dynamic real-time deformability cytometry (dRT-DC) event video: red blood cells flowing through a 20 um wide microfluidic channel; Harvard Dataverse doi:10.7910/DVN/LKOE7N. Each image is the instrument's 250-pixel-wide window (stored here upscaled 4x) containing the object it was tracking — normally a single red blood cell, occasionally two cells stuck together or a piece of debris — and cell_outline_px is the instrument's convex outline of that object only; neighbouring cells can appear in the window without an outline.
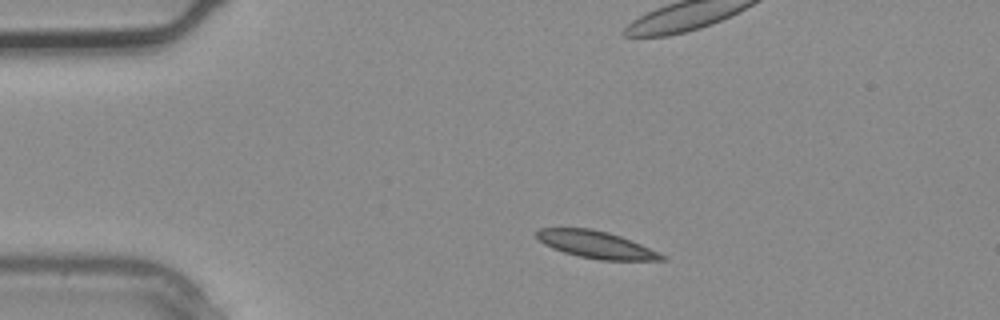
{"species": "common noctule bat (a hibernating species)", "species_latin": "Nyctalus noctula", "temperature_condition": "warm", "stored_images_in_passage": 2, "camera_frame_rate_fps": 3000, "um_per_image_px": 0.085, "animal": {"sex": "male", "body_mass_g": 20.4}, "frame": {"image": 1, "passage_image": 1, "time_ms": 0.0, "image_size_px": [1000, 320], "cell_outline_px": [[668, 260], [600, 260], [580, 256], [564, 252], [552, 248], [544, 244], [536, 236], [536, 232], [540, 228], [592, 228], [608, 232], [620, 236], [660, 252], [668, 256]], "centroid_in_image_um": [50.71, 20.79], "position_along_channel_um": 34.3, "area_um2": 19.77}}